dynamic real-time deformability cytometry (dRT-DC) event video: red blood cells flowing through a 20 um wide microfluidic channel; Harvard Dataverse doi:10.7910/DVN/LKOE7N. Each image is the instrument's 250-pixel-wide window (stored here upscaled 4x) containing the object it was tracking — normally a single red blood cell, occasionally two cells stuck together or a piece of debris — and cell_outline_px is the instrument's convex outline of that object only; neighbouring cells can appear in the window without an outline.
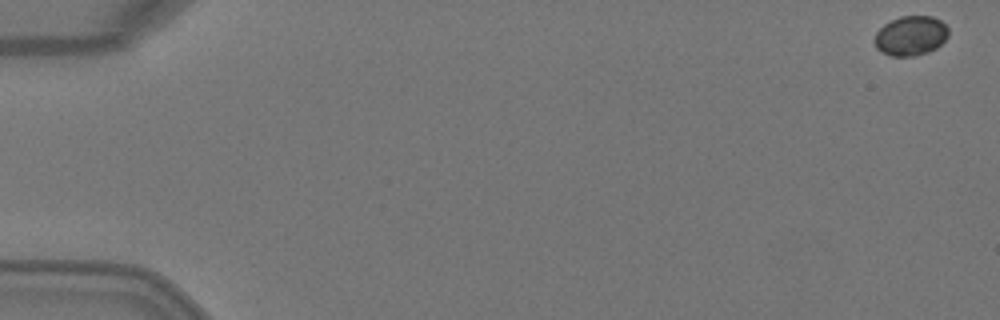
{"species": "Egyptian fruit bat (a non-hibernating species)", "species_latin": "Rousettus aegyptiacus", "temperature_condition": "warm", "stored_images_in_passage": 3, "camera_frame_rate_fps": 3000, "um_per_image_px": 0.085, "animal": {"sex": "female"}, "frame": {"image": 1, "passage_image": 1, "time_ms": 0.0, "image_size_px": [1000, 320], "cell_outline_px": [[948, 36], [936, 48], [928, 52], [912, 56], [892, 56], [880, 52], [876, 48], [872, 40], [876, 32], [884, 24], [900, 16], [932, 16], [940, 20], [948, 28]], "centroid_in_image_um": [77.37, 3.04], "position_along_channel_um": 7.6, "area_um2": 17.17}}